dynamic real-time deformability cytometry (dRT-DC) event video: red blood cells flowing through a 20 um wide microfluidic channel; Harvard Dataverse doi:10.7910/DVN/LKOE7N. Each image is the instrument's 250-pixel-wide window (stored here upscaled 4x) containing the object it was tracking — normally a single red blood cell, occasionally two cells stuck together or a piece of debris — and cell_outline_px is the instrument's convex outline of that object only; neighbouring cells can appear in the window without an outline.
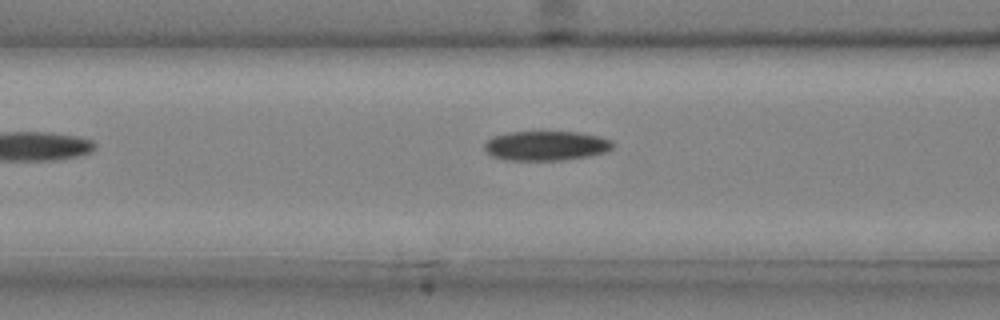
{"species": "common noctule bat (a hibernating species)", "species_latin": "Nyctalus noctula", "temperature_condition": "cold", "stored_images_in_passage": 29, "camera_frame_rate_fps": 3000, "um_per_image_px": 0.085, "animal": {"sex": "male", "body_mass_g": 20.4}, "frame": {"image": 1, "passage_image": 6, "time_ms": 1.667, "image_size_px": [1000, 320], "cell_outline_px": [[616, 144], [608, 152], [588, 156], [564, 160], [504, 160], [492, 156], [484, 148], [484, 144], [492, 136], [508, 132], [540, 128], [580, 132], [600, 136], [612, 140]], "centroid_in_image_um": [46.44, 12.33], "position_along_channel_um": 120.2, "area_um2": 23.41}}
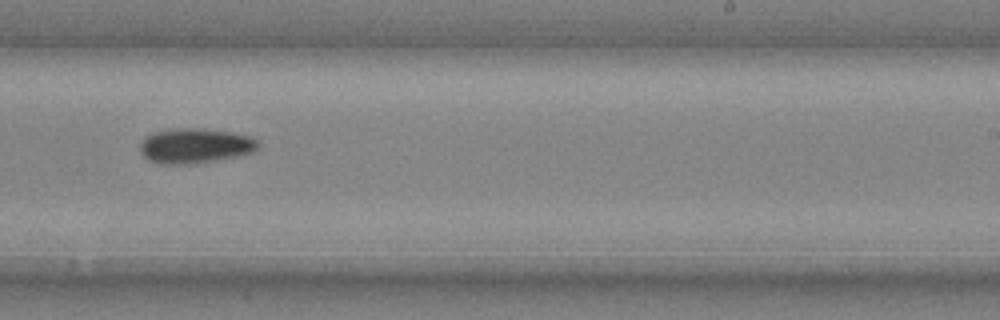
{"frame": {"image": 2, "passage_image": 16, "time_ms": 5.0, "image_size_px": [1000, 320], "cell_outline_px": [[260, 148], [256, 152], [240, 156], [196, 164], [160, 164], [148, 160], [144, 156], [140, 148], [140, 144], [144, 136], [152, 132], [172, 128], [200, 128], [232, 132], [252, 136], [260, 140]], "centroid_in_image_um": [16.65, 12.39], "position_along_channel_um": 272.4, "area_um2": 24.8}}
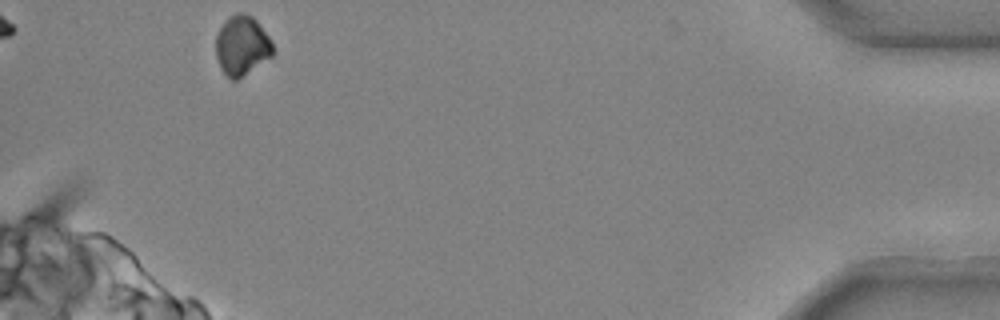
{"frame": {"image": 3, "passage_image": 29, "time_ms": 9.333, "image_size_px": [1000, 320], "cell_outline_px": [[276, 52], [272, 56], [236, 80], [232, 80], [220, 68], [216, 56], [216, 36], [220, 28], [228, 16], [236, 12], [244, 12], [252, 16], [256, 20], [272, 40]], "centroid_in_image_um": [20.58, 3.84], "position_along_channel_um": 414.6, "area_um2": 19.94}}